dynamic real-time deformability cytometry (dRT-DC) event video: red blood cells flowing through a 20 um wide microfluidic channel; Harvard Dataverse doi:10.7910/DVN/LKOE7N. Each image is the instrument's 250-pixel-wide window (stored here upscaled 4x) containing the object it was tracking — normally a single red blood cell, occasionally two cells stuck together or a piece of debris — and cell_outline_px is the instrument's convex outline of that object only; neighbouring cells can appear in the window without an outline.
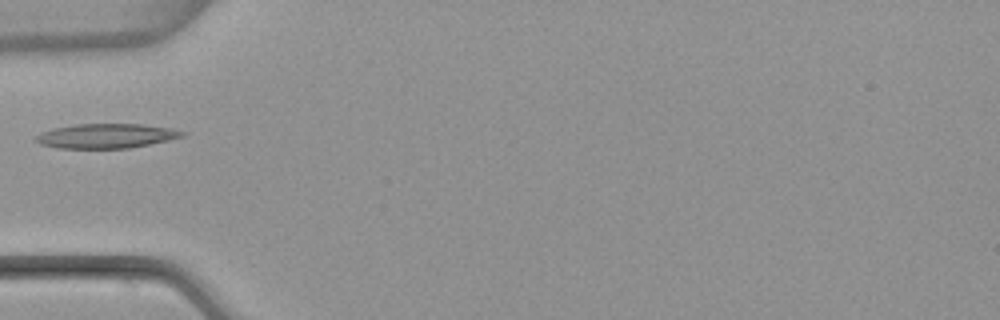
{"species": "common noctule bat (a hibernating species)", "species_latin": "Nyctalus noctula", "temperature_condition": "warm", "stored_images_in_passage": 5, "camera_frame_rate_fps": 3000, "um_per_image_px": 0.085, "animal": {"sex": "female", "body_mass_g": 22.7, "forearm_length_mm": 54.2}, "frame": {"image": 1, "passage_image": 5, "time_ms": 5.667, "image_size_px": [1000, 320], "cell_outline_px": [[184, 136], [168, 140], [128, 148], [60, 148], [40, 144], [32, 140], [40, 132], [52, 128], [76, 124], [140, 124], [168, 128], [184, 132]], "centroid_in_image_um": [8.94, 11.55], "position_along_channel_um": 76.1, "area_um2": 20.75}}